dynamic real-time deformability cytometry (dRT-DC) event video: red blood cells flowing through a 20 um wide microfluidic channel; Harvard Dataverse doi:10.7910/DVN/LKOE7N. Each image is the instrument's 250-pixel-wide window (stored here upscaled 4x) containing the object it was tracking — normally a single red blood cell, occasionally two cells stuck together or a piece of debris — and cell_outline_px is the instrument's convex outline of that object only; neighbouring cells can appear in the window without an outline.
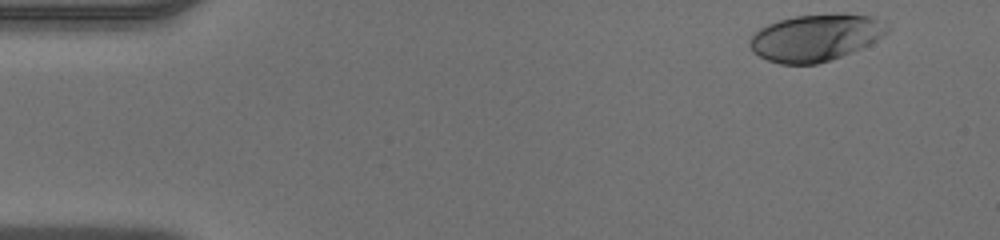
{"species": "human", "species_latin": "Homo sapiens", "temperature_condition": "warm", "stored_images_in_passage": 45, "camera_frame_rate_fps": 3000, "um_per_image_px": 0.085, "donor": {"sex": "male"}, "frame": {"image": 1, "passage_image": 1, "time_ms": 0.0, "image_size_px": [1000, 240], "cell_outline_px": [[888, 32], [876, 40], [852, 52], [816, 64], [780, 64], [768, 60], [752, 52], [748, 44], [748, 40], [760, 28], [768, 24], [780, 20], [796, 16], [868, 16], [876, 20], [888, 28]], "centroid_in_image_um": [69.22, 3.25], "position_along_channel_um": 15.8, "area_um2": 36.18}}
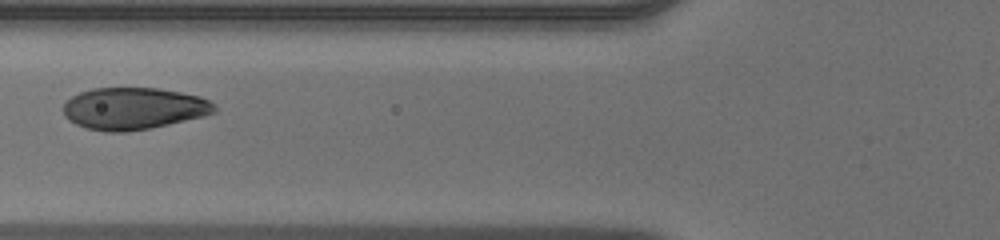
{"frame": {"image": 2, "passage_image": 16, "time_ms": 5.0, "image_size_px": [1000, 240], "cell_outline_px": [[216, 112], [204, 116], [168, 124], [148, 128], [124, 132], [104, 132], [84, 128], [68, 120], [64, 116], [64, 104], [72, 96], [80, 92], [92, 88], [160, 88], [200, 96], [216, 104]], "centroid_in_image_um": [11.35, 9.22], "position_along_channel_um": 114.4, "area_um2": 37.05}}
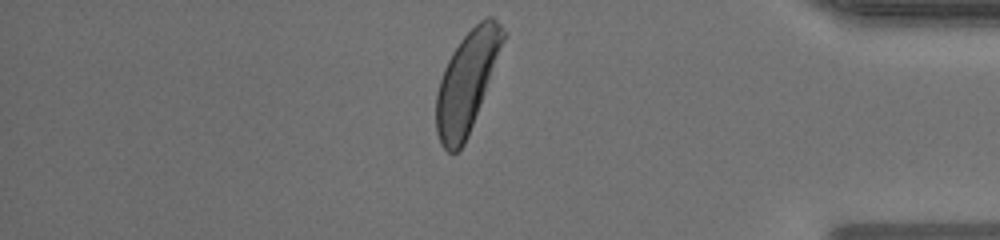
{"frame": {"image": 3, "passage_image": 38, "time_ms": 12.333, "image_size_px": [1000, 240], "cell_outline_px": [[508, 32], [468, 136], [464, 144], [456, 152], [448, 152], [440, 144], [436, 132], [436, 92], [444, 68], [452, 52], [460, 40], [480, 20], [488, 16], [492, 16]], "centroid_in_image_um": [39.68, 6.95], "position_along_channel_um": 395.5, "area_um2": 38.84}}